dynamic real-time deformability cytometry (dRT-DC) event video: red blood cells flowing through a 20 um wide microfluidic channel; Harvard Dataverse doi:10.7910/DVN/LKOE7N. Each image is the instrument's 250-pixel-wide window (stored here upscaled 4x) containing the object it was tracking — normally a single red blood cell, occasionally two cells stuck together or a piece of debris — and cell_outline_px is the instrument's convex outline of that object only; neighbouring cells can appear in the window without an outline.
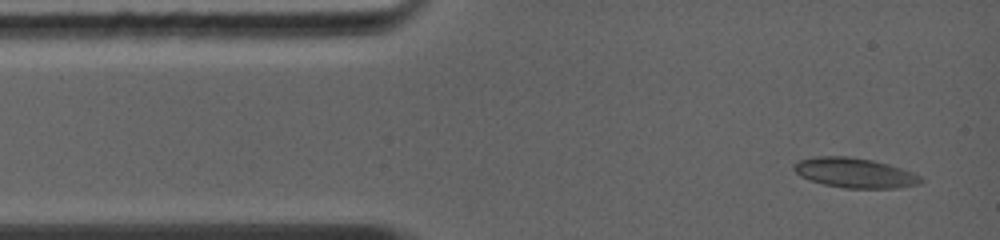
{"species": "common noctule bat (a hibernating species)", "species_latin": "Nyctalus noctula", "temperature_condition": "warm", "stored_images_in_passage": 3, "camera_frame_rate_fps": 5000, "um_per_image_px": 0.085, "animal": {"sex": "female", "body_mass_g": 19.0, "forearm_length_mm": 56.7}, "frame": {"image": 1, "passage_image": 1, "time_ms": 0.0, "image_size_px": [1000, 240], "cell_outline_px": [[924, 180], [916, 184], [896, 188], [844, 188], [824, 184], [800, 176], [792, 168], [800, 160], [820, 156], [844, 156], [868, 160], [884, 164], [920, 176]], "centroid_in_image_um": [72.59, 14.71], "position_along_channel_um": 12.4, "area_um2": 21.21}}
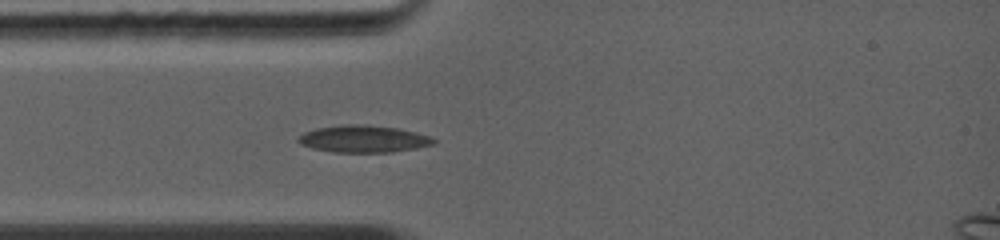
{"frame": {"image": 2, "passage_image": 3, "time_ms": 2.2, "image_size_px": [1000, 240], "cell_outline_px": [[436, 140], [432, 144], [416, 148], [392, 152], [332, 152], [312, 148], [300, 144], [296, 140], [304, 132], [316, 128], [340, 124], [356, 124], [396, 128], [428, 136]], "centroid_in_image_um": [30.81, 11.81], "position_along_channel_um": 54.2, "area_um2": 21.1}}